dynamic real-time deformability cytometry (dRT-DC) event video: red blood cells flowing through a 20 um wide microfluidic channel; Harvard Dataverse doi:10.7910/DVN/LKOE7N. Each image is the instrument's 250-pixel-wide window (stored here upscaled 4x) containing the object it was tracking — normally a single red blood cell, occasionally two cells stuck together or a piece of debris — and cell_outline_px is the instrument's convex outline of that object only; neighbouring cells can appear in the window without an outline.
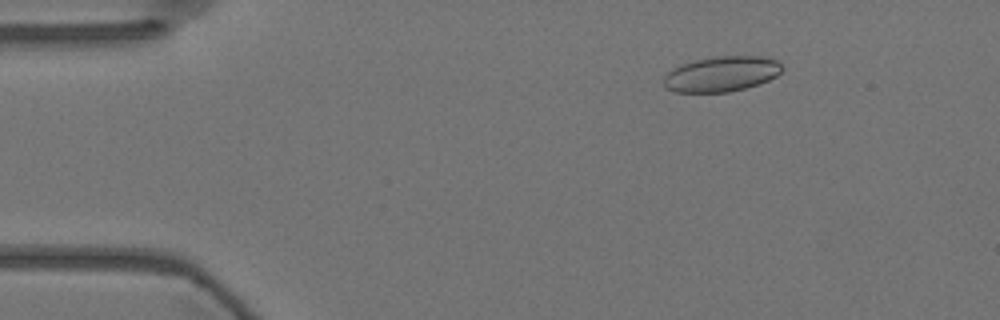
{"species": "Egyptian fruit bat (a non-hibernating species)", "species_latin": "Rousettus aegyptiacus", "temperature_condition": "warm", "stored_images_in_passage": 56, "camera_frame_rate_fps": 3000, "um_per_image_px": 0.085, "animal": {"sex": "female"}, "frame": {"image": 1, "passage_image": 8, "time_ms": 2.333, "image_size_px": [1000, 320], "cell_outline_px": [[784, 68], [776, 76], [760, 84], [728, 92], [676, 92], [664, 88], [664, 76], [672, 68], [680, 64], [692, 60], [716, 56], [768, 56], [780, 60]], "centroid_in_image_um": [61.35, 6.27], "position_along_channel_um": 23.6, "area_um2": 24.8}}
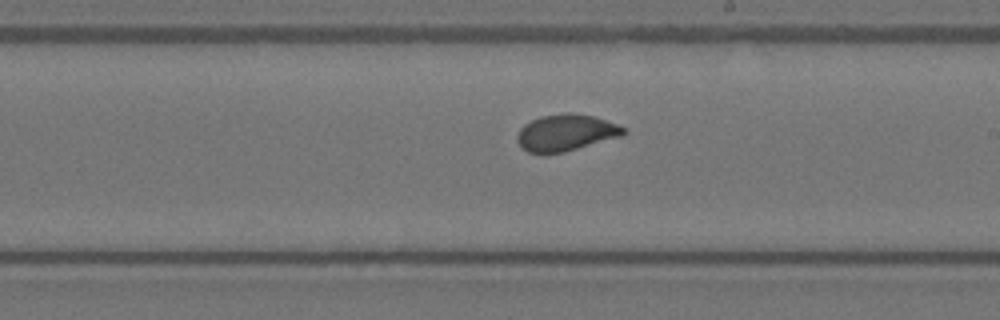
{"frame": {"image": 2, "passage_image": 32, "time_ms": 10.333, "image_size_px": [1000, 320], "cell_outline_px": [[628, 132], [624, 136], [564, 152], [544, 156], [528, 152], [520, 148], [516, 140], [516, 136], [520, 128], [524, 124], [540, 116], [592, 116], [628, 128]], "centroid_in_image_um": [48.08, 11.37], "position_along_channel_um": 240.9, "area_um2": 22.54}}
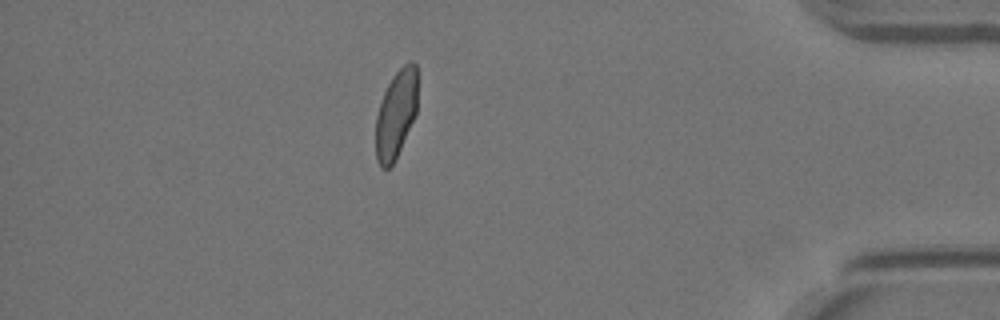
{"frame": {"image": 3, "passage_image": 49, "time_ms": 16.0, "image_size_px": [1000, 320], "cell_outline_px": [[416, 112], [400, 148], [392, 164], [388, 168], [380, 168], [376, 160], [376, 116], [384, 92], [392, 76], [404, 64], [412, 60], [416, 64]], "centroid_in_image_um": [33.64, 9.69], "position_along_channel_um": 401.6, "area_um2": 20.98}, "authors_computed_cell_mechanics": {"area_um2": 22.6865, "velocity_mm_per_s": 3.5903, "shape_relaxation_time_tau1_ms": 8.479, "shape_relaxation_time_tau2_ms": null, "deformation_change_tau1": 0.1703, "deformation_change_tau2": null}}